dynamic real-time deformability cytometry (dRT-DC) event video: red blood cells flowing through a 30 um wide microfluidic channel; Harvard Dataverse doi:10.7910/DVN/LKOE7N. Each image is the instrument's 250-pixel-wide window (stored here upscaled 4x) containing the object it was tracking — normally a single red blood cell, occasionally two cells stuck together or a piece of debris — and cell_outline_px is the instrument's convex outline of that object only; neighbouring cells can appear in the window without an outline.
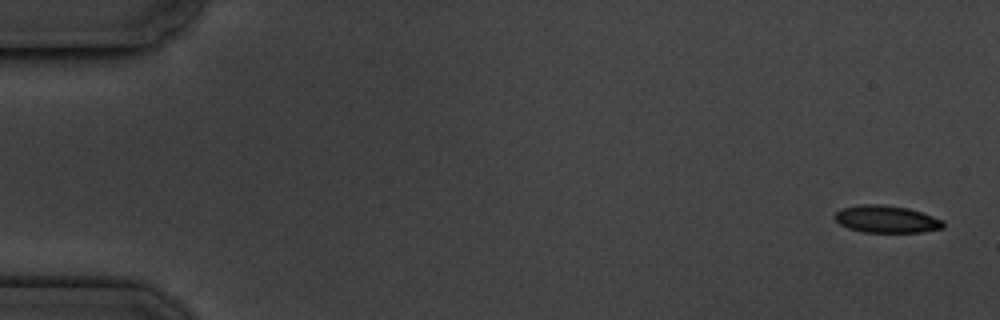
{"species": "common noctule bat (a hibernating species)", "species_latin": "Nyctalus noctula", "temperature_condition": "cold", "stored_images_in_passage": 5, "camera_frame_rate_fps": 3000, "um_per_image_px": 0.085, "animal": {"sex": "male", "body_mass_g": 19.5, "forearm_length_mm": 54.6}, "frame": {"image": 1, "passage_image": 1, "time_ms": 0.0, "image_size_px": [1000, 320], "cell_outline_px": [[944, 228], [920, 232], [864, 232], [848, 228], [840, 224], [832, 216], [836, 212], [844, 208], [864, 204], [880, 204], [908, 208], [944, 220]], "centroid_in_image_um": [75.35, 18.63], "position_along_channel_um": 9.6, "area_um2": 17.11}}
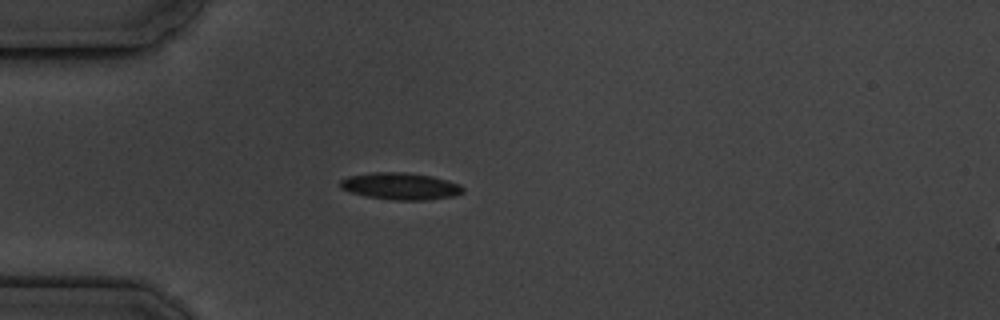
{"frame": {"image": 2, "passage_image": 5, "time_ms": 4.667, "image_size_px": [1000, 320], "cell_outline_px": [[464, 192], [452, 196], [428, 200], [396, 200], [368, 196], [352, 192], [340, 188], [340, 180], [348, 176], [372, 172], [404, 172], [432, 176], [448, 180], [460, 184], [464, 188]], "centroid_in_image_um": [34.06, 15.81], "position_along_channel_um": 50.9, "area_um2": 19.19}}